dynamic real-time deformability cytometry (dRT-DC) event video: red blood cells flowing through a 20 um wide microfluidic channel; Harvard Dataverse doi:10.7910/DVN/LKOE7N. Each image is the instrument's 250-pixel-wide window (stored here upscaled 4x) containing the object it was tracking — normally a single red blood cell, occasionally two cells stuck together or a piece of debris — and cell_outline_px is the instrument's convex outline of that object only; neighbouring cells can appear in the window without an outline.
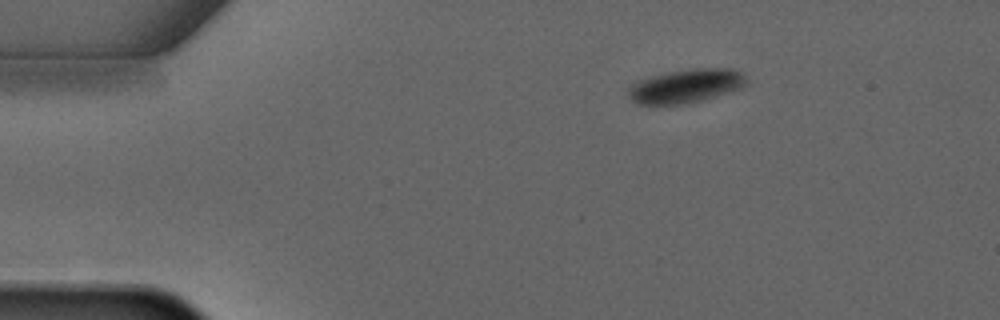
{"species": "common noctule bat (a hibernating species)", "species_latin": "Nyctalus noctula", "temperature_condition": "warm", "stored_images_in_passage": 2, "camera_frame_rate_fps": 3000, "um_per_image_px": 0.085, "animal": {"sex": "male", "forearm_length_mm": 52.5}, "frame": {"image": 1, "passage_image": 1, "time_ms": 0.0, "image_size_px": [1000, 320], "cell_outline_px": [[748, 84], [740, 88], [700, 100], [684, 104], [640, 104], [632, 100], [628, 96], [628, 88], [632, 84], [640, 80], [668, 72], [696, 68], [732, 68], [740, 72], [748, 80]], "centroid_in_image_um": [58.32, 7.3], "position_along_channel_um": 26.7, "area_um2": 22.83}}
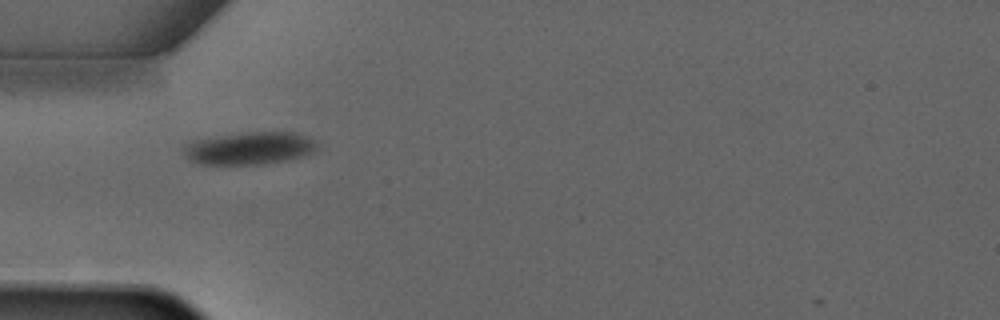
{"frame": {"image": 2, "passage_image": 2, "time_ms": 2.333, "image_size_px": [1000, 320], "cell_outline_px": [[320, 148], [316, 152], [288, 160], [264, 164], [200, 164], [188, 160], [184, 156], [180, 148], [184, 144], [192, 140], [248, 132], [296, 132], [308, 136], [316, 140], [320, 144]], "centroid_in_image_um": [21.24, 12.6], "position_along_channel_um": 63.8, "area_um2": 25.89}}